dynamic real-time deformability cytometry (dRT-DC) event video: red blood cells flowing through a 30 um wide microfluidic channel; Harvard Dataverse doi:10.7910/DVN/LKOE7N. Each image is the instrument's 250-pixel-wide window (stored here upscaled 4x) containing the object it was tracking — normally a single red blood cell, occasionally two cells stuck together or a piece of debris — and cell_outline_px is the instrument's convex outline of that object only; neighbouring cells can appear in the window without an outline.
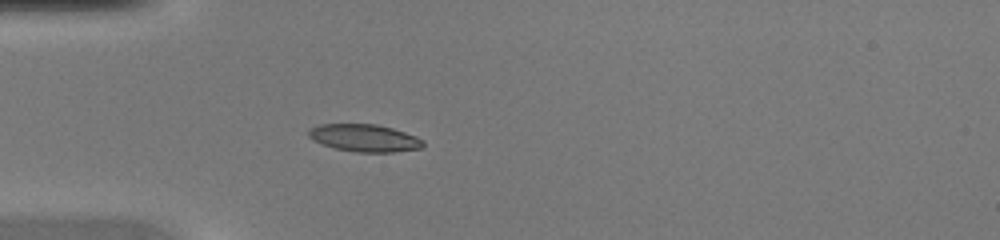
{"species": "common noctule bat (a hibernating species)", "species_latin": "Nyctalus noctula", "temperature_condition": "warm", "stored_images_in_passage": 33, "camera_frame_rate_fps": 3000, "um_per_image_px": 0.085, "animal": {"sex": "female", "body_mass_g": 20.0, "forearm_length_mm": 54.0}, "frame": {"image": 1, "passage_image": 1, "time_ms": 0.0, "image_size_px": [1000, 240], "cell_outline_px": [[424, 148], [392, 152], [356, 152], [336, 148], [312, 140], [308, 136], [308, 128], [320, 124], [376, 124], [392, 128], [416, 136], [424, 140]], "centroid_in_image_um": [30.99, 11.72], "position_along_channel_um": 54.0, "area_um2": 18.32}}
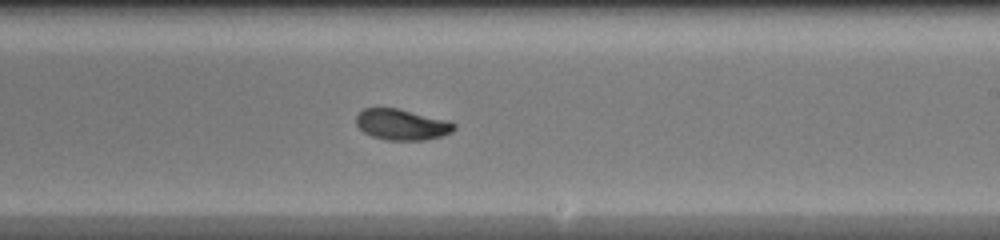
{"frame": {"image": 2, "passage_image": 15, "time_ms": 4.667, "image_size_px": [1000, 240], "cell_outline_px": [[456, 128], [452, 132], [440, 136], [424, 140], [388, 140], [372, 136], [364, 132], [356, 124], [356, 116], [364, 108], [396, 108], [448, 120], [456, 124]], "centroid_in_image_um": [34.16, 10.59], "position_along_channel_um": 254.8, "area_um2": 17.51}}
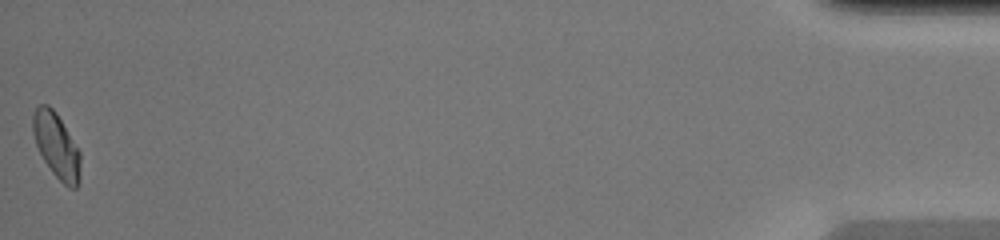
{"frame": {"image": 3, "passage_image": 33, "time_ms": 10.667, "image_size_px": [1000, 240], "cell_outline_px": [[80, 180], [76, 188], [68, 188], [52, 172], [44, 160], [36, 144], [32, 132], [32, 116], [36, 108], [40, 104], [48, 104], [56, 112], [80, 152]], "centroid_in_image_um": [4.79, 12.38], "position_along_channel_um": 430.4, "area_um2": 17.92}}